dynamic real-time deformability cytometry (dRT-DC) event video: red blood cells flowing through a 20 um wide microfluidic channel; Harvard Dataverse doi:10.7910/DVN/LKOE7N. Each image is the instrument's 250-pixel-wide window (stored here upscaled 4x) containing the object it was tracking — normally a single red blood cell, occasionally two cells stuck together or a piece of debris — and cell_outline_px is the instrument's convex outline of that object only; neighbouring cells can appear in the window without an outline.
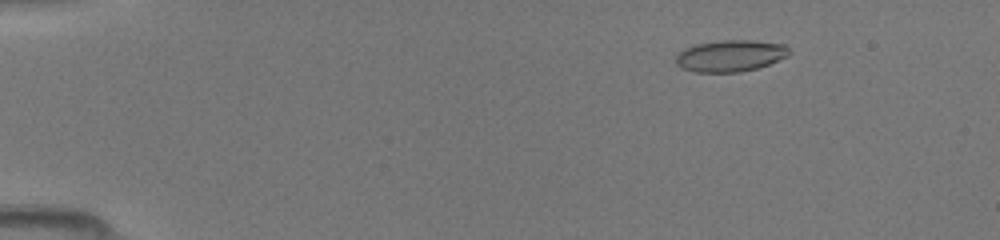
{"species": "common noctule bat (a hibernating species)", "species_latin": "Nyctalus noctula", "temperature_condition": "room temperature", "stored_images_in_passage": 49, "camera_frame_rate_fps": 3000, "um_per_image_px": 0.085, "animal": {"sex": "female", "body_mass_g": 19.5, "forearm_length_mm": 54.1}, "frame": {"image": 1, "passage_image": 7, "time_ms": 2.0, "image_size_px": [1000, 240], "cell_outline_px": [[792, 52], [788, 56], [768, 64], [756, 68], [740, 72], [696, 72], [684, 68], [676, 64], [676, 52], [684, 48], [696, 44], [720, 40], [752, 40], [784, 44]], "centroid_in_image_um": [62.07, 4.73], "position_along_channel_um": 22.9, "area_um2": 20.92}}
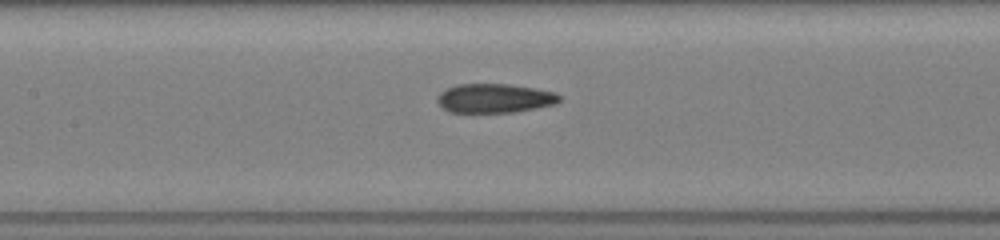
{"frame": {"image": 2, "passage_image": 24, "time_ms": 7.667, "image_size_px": [1000, 240], "cell_outline_px": [[564, 96], [556, 104], [536, 108], [512, 112], [452, 112], [444, 108], [436, 100], [436, 96], [440, 92], [456, 84], [508, 84], [536, 88], [556, 92]], "centroid_in_image_um": [42.09, 8.34], "position_along_channel_um": 165.3, "area_um2": 20.81}}
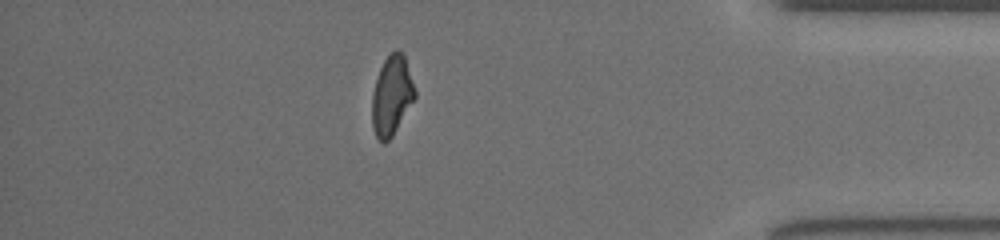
{"frame": {"image": 3, "passage_image": 43, "time_ms": 14.0, "image_size_px": [1000, 240], "cell_outline_px": [[416, 96], [392, 136], [384, 144], [376, 136], [372, 128], [372, 92], [380, 68], [384, 60], [396, 48], [400, 48], [404, 52], [416, 92]], "centroid_in_image_um": [33.3, 8.08], "position_along_channel_um": 401.9, "area_um2": 19.88}}